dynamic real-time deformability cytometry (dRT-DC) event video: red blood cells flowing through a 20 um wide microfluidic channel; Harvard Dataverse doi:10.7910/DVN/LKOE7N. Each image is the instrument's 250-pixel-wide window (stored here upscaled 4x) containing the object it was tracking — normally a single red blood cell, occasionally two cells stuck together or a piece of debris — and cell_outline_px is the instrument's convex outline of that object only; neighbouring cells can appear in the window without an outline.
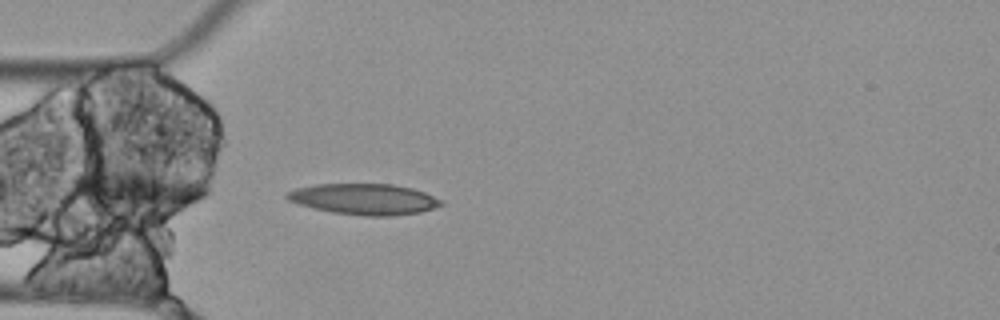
{"species": "Egyptian fruit bat (a non-hibernating species)", "species_latin": "Rousettus aegyptiacus", "temperature_condition": "cold", "stored_images_in_passage": 2, "camera_frame_rate_fps": 3000, "um_per_image_px": 0.085, "animal": {"sex": "female"}, "frame": {"image": 1, "passage_image": 2, "time_ms": 0.333, "image_size_px": [1000, 320], "cell_outline_px": [[444, 204], [420, 212], [392, 216], [364, 216], [332, 212], [312, 208], [288, 200], [284, 196], [288, 192], [296, 188], [316, 184], [392, 184], [412, 188], [424, 192], [444, 200]], "centroid_in_image_um": [30.97, 16.93], "position_along_channel_um": 54.0, "area_um2": 27.8}}